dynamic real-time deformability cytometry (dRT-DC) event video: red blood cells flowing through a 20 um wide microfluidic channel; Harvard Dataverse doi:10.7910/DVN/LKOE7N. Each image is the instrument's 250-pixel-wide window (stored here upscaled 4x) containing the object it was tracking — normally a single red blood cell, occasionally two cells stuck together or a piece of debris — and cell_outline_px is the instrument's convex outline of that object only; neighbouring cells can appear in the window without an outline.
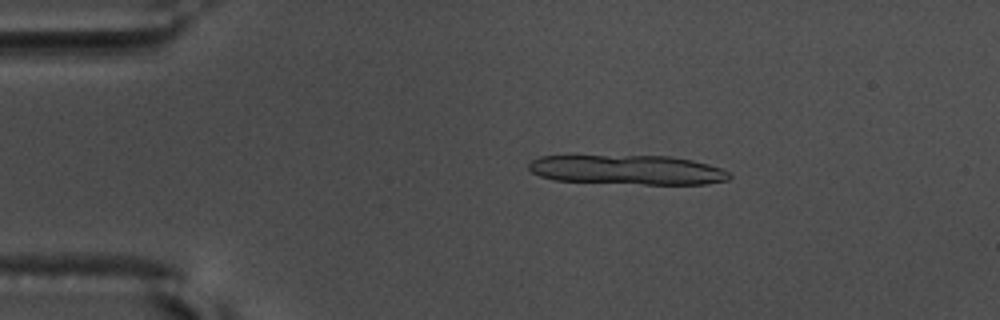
{"species": "common noctule bat (a hibernating species)", "species_latin": "Nyctalus noctula", "temperature_condition": "warm", "stored_images_in_passage": 7, "camera_frame_rate_fps": 3000, "um_per_image_px": 0.085, "animal": {"sex": "male", "body_mass_g": 17.5, "forearm_length_mm": 52.3}, "frame": {"image": 1, "passage_image": 2, "time_ms": 0.333, "image_size_px": [1000, 320], "cell_outline_px": [[732, 176], [728, 180], [704, 184], [644, 184], [556, 180], [540, 176], [532, 172], [528, 168], [528, 164], [532, 160], [540, 156], [672, 156], [692, 160], [708, 164], [732, 172]], "centroid_in_image_um": [53.39, 14.43], "position_along_channel_um": 31.6, "area_um2": 34.45}}